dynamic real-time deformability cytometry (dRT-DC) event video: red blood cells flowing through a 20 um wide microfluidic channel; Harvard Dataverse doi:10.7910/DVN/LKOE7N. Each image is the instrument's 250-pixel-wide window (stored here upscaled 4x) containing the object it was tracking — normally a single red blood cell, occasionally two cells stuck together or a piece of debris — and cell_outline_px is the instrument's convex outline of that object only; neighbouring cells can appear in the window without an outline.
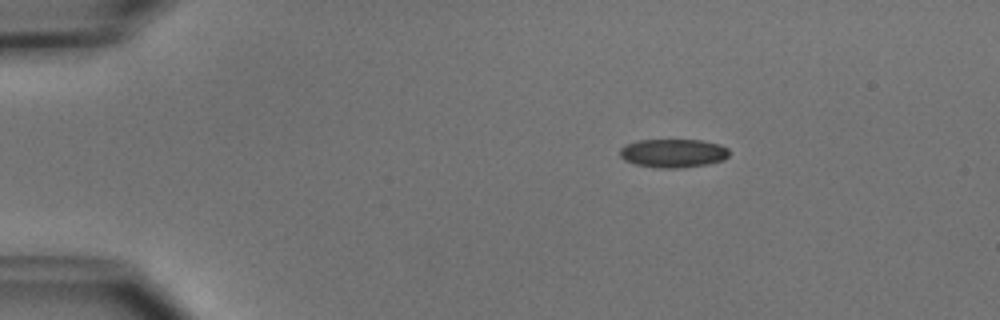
{"species": "common noctule bat (a hibernating species)", "species_latin": "Nyctalus noctula", "temperature_condition": "cold", "stored_images_in_passage": 4, "camera_frame_rate_fps": 3000, "um_per_image_px": 0.085, "animal": {"sex": "male", "body_mass_g": 15.6}, "frame": {"image": 1, "passage_image": 2, "time_ms": 2.0, "image_size_px": [1000, 320], "cell_outline_px": [[728, 156], [724, 160], [708, 164], [680, 168], [656, 168], [636, 164], [624, 160], [620, 156], [620, 148], [624, 144], [640, 140], [700, 140], [720, 144], [728, 148]], "centroid_in_image_um": [57.21, 13.02], "position_along_channel_um": 27.8, "area_um2": 18.32}}
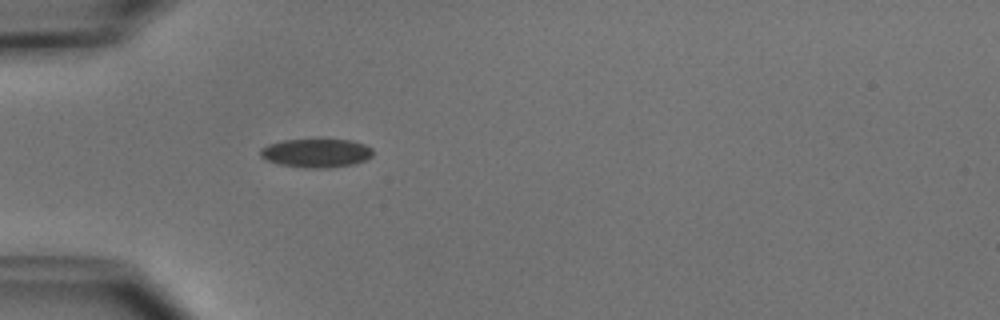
{"frame": {"image": 2, "passage_image": 4, "time_ms": 4.333, "image_size_px": [1000, 320], "cell_outline_px": [[372, 156], [356, 164], [328, 168], [304, 168], [280, 164], [268, 160], [260, 156], [260, 148], [268, 144], [284, 140], [352, 140], [364, 144], [372, 148]], "centroid_in_image_um": [26.89, 13.01], "position_along_channel_um": 58.1, "area_um2": 18.79}}